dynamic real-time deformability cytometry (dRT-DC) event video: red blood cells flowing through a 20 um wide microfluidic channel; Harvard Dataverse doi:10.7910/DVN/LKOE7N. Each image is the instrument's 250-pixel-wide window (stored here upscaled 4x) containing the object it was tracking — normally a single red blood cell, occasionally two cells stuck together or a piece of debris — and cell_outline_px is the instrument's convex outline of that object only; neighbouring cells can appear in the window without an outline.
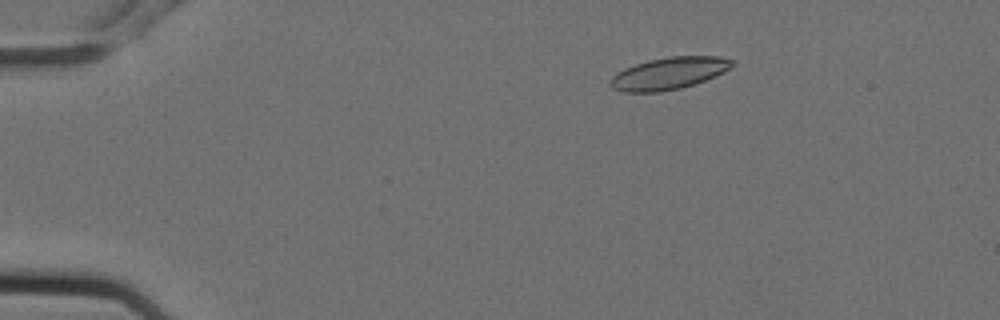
{"species": "Egyptian fruit bat (a non-hibernating species)", "species_latin": "Rousettus aegyptiacus", "temperature_condition": "cold", "stored_images_in_passage": 5, "camera_frame_rate_fps": 3000, "um_per_image_px": 0.085, "animal": {"sex": "female"}, "frame": {"image": 1, "passage_image": 3, "time_ms": 0.667, "image_size_px": [1000, 320], "cell_outline_px": [[736, 64], [724, 72], [704, 80], [680, 88], [660, 92], [624, 92], [612, 88], [608, 84], [608, 80], [616, 72], [624, 68], [648, 60], [668, 56], [720, 56], [732, 60]], "centroid_in_image_um": [56.82, 6.23], "position_along_channel_um": 28.2, "area_um2": 22.89}}